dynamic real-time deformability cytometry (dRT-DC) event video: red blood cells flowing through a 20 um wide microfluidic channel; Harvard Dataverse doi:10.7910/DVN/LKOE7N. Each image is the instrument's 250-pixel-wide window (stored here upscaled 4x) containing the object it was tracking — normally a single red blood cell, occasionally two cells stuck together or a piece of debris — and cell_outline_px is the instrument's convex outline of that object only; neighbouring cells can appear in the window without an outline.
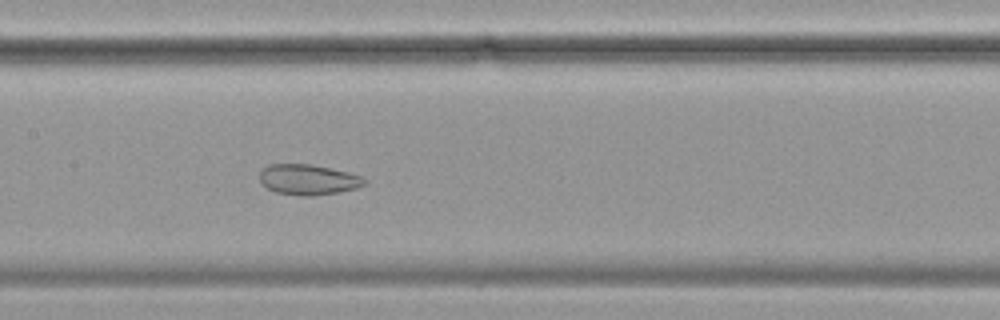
{"species": "common noctule bat (a hibernating species)", "species_latin": "Nyctalus noctula", "temperature_condition": "cold", "stored_images_in_passage": 46, "camera_frame_rate_fps": 3000, "um_per_image_px": 0.085, "animal": {"sex": "female", "body_mass_g": 19.9}, "frame": {"image": 1, "passage_image": 27, "time_ms": 8.667, "image_size_px": [1000, 320], "cell_outline_px": [[368, 184], [356, 188], [336, 192], [312, 196], [300, 196], [276, 192], [268, 188], [260, 180], [260, 172], [268, 164], [312, 164], [348, 172], [360, 176], [368, 180]], "centroid_in_image_um": [26.22, 15.26], "position_along_channel_um": 181.2, "area_um2": 18.55}, "authors_computed_cell_mechanics": {"area_um2": 23.5535, "velocity_mm_per_s": 3.4688, "shape_relaxation_time_tau1_ms": null, "shape_relaxation_time_tau2_ms": 1.2573, "deformation_change_tau1": null, "deformation_change_tau2": 0.0659}}